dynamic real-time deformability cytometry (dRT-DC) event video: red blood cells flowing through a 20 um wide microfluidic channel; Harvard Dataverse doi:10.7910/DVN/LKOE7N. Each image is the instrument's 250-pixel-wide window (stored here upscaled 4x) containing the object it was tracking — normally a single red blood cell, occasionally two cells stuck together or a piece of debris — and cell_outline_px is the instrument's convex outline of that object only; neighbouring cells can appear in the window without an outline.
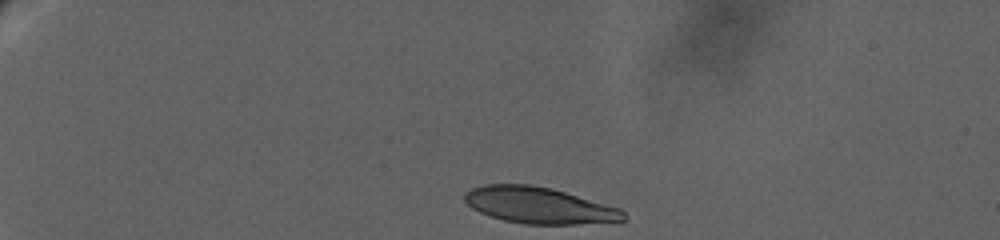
{"species": "human", "species_latin": "Homo sapiens", "temperature_condition": "warm", "stored_images_in_passage": 11, "camera_frame_rate_fps": 3000, "um_per_image_px": 0.085, "donor": {"sex": "female"}, "frame": {"image": 1, "passage_image": 1, "time_ms": 0.0, "image_size_px": [1000, 240], "cell_outline_px": [[624, 220], [576, 224], [524, 224], [504, 220], [488, 216], [472, 208], [464, 200], [464, 192], [472, 188], [484, 184], [528, 184], [552, 188], [620, 208], [624, 212]], "centroid_in_image_um": [45.76, 17.45], "position_along_channel_um": 39.2, "area_um2": 33.52}}
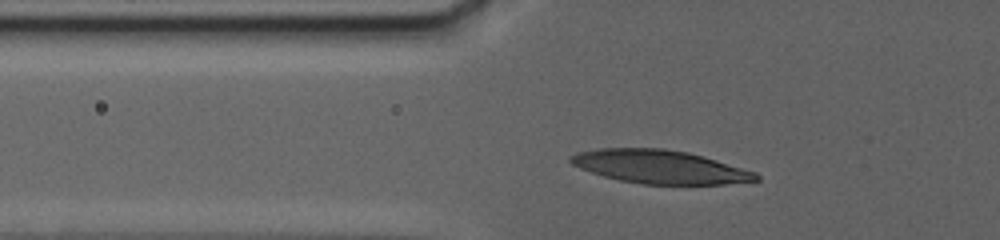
{"frame": {"image": 2, "passage_image": 10, "time_ms": 3.667, "image_size_px": [1000, 240], "cell_outline_px": [[760, 180], [724, 184], [640, 184], [620, 180], [604, 176], [580, 168], [572, 164], [568, 160], [568, 156], [576, 152], [600, 148], [664, 148], [688, 152], [704, 156], [756, 172], [760, 176]], "centroid_in_image_um": [56.08, 14.17], "position_along_channel_um": 69.7, "area_um2": 36.18}}